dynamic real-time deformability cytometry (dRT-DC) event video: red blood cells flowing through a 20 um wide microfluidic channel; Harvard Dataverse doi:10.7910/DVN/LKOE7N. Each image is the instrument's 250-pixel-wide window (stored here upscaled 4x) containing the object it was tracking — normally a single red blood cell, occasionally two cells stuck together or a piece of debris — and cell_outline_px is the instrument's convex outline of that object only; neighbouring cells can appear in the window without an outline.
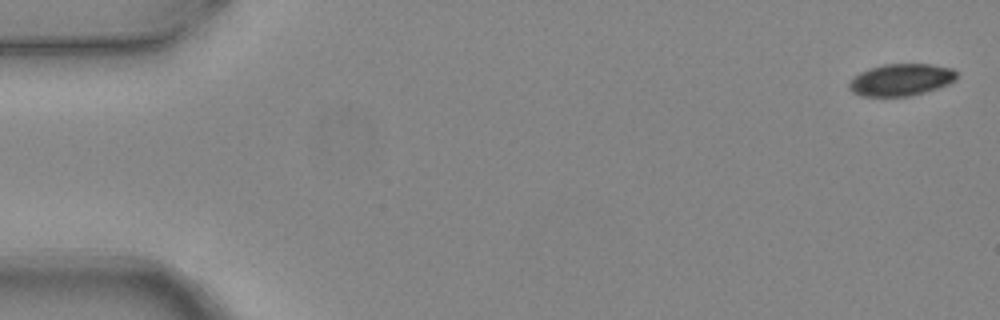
{"species": "common noctule bat (a hibernating species)", "species_latin": "Nyctalus noctula", "temperature_condition": "warm", "stored_images_in_passage": 5, "camera_frame_rate_fps": 3000, "um_per_image_px": 0.085, "animal": {"sex": "female", "body_mass_g": 24.6, "forearm_length_mm": 56.2}, "frame": {"image": 1, "passage_image": 1, "time_ms": 0.0, "image_size_px": [1000, 320], "cell_outline_px": [[960, 76], [956, 80], [948, 84], [924, 92], [908, 96], [860, 96], [852, 92], [848, 88], [848, 84], [852, 76], [860, 72], [884, 64], [928, 64], [952, 68]], "centroid_in_image_um": [76.57, 6.78], "position_along_channel_um": 8.4, "area_um2": 20.11}}
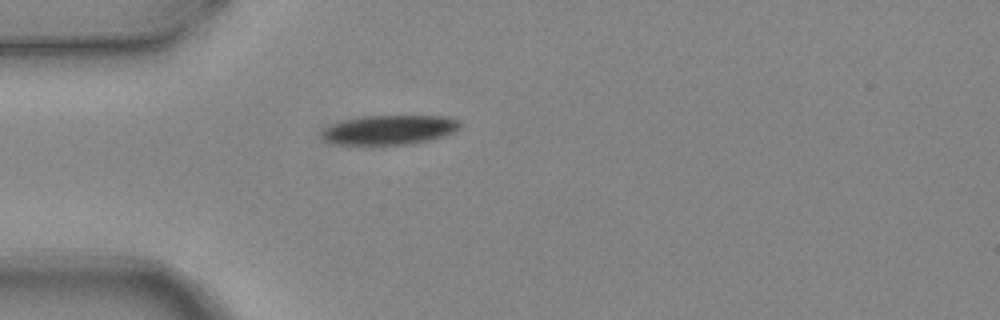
{"frame": {"image": 2, "passage_image": 5, "time_ms": 1.333, "image_size_px": [1000, 320], "cell_outline_px": [[460, 128], [444, 136], [412, 144], [336, 144], [324, 140], [320, 136], [320, 132], [324, 128], [332, 124], [360, 116], [444, 116], [460, 120]], "centroid_in_image_um": [33.09, 11.03], "position_along_channel_um": 51.9, "area_um2": 23.64}}